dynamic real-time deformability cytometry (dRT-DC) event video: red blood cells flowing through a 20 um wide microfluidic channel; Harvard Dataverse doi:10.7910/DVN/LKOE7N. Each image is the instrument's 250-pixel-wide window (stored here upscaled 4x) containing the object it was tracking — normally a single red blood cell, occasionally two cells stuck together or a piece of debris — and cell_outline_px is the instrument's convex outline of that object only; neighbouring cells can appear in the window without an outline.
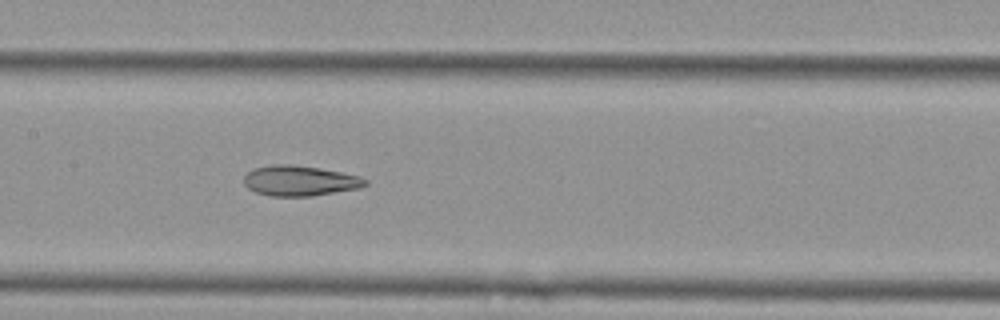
{"species": "Egyptian fruit bat (a non-hibernating species)", "species_latin": "Rousettus aegyptiacus", "temperature_condition": "cold", "stored_images_in_passage": 19, "camera_frame_rate_fps": 3000, "um_per_image_px": 0.085, "animal": {"sex": "female"}, "frame": {"image": 1, "passage_image": 16, "time_ms": 5.0, "image_size_px": [1000, 320], "cell_outline_px": [[368, 184], [360, 188], [312, 196], [272, 196], [256, 192], [248, 188], [244, 184], [244, 176], [252, 168], [272, 164], [292, 164], [320, 168], [360, 176], [368, 180]], "centroid_in_image_um": [25.48, 15.35], "position_along_channel_um": 181.9, "area_um2": 21.56}}